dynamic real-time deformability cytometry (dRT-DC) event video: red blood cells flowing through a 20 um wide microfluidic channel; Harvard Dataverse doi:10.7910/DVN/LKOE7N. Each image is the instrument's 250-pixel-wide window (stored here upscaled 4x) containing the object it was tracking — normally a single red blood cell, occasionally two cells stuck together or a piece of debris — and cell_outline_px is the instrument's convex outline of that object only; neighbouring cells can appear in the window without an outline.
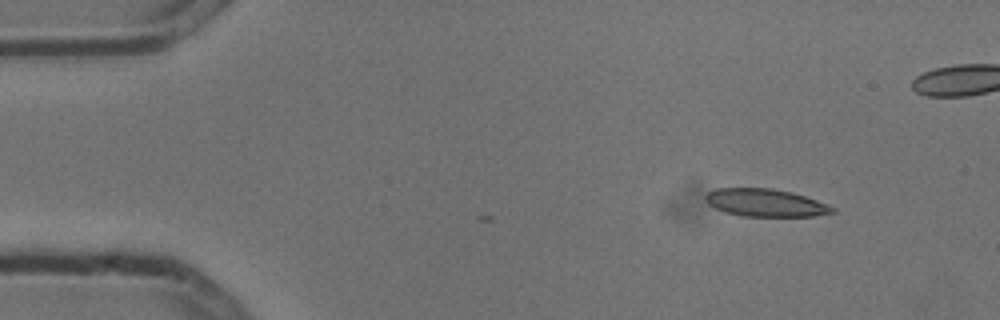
{"species": "common noctule bat (a hibernating species)", "species_latin": "Nyctalus noctula", "temperature_condition": "cold", "stored_images_in_passage": 5, "camera_frame_rate_fps": 3000, "um_per_image_px": 0.085, "animal": {"sex": "male", "body_mass_g": 13.3}, "frame": {"image": 1, "passage_image": 1, "time_ms": 0.0, "image_size_px": [1000, 320], "cell_outline_px": [[836, 212], [816, 216], [740, 216], [724, 212], [708, 204], [704, 196], [708, 192], [716, 188], [772, 188], [792, 192], [816, 200], [836, 208]], "centroid_in_image_um": [65.06, 17.23], "position_along_channel_um": 19.9, "area_um2": 20.52}}
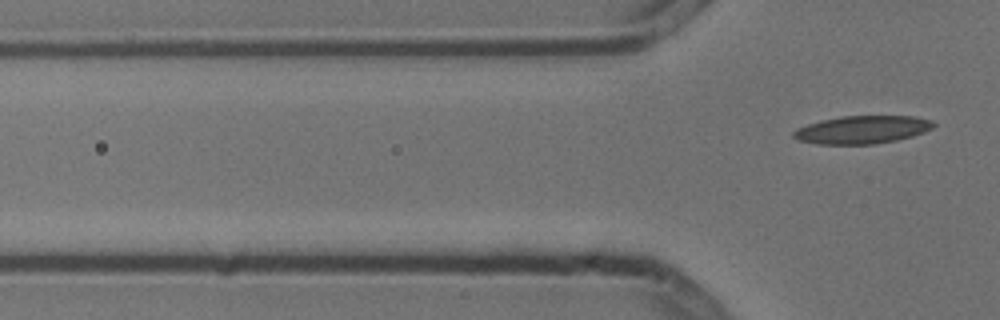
{"frame": {"image": 2, "passage_image": 5, "time_ms": 1.333, "image_size_px": [1000, 320], "cell_outline_px": [[936, 124], [932, 128], [924, 132], [912, 136], [896, 140], [872, 144], [816, 144], [796, 140], [792, 136], [792, 132], [796, 128], [820, 120], [840, 116], [916, 116], [932, 120]], "centroid_in_image_um": [73.26, 11.02], "position_along_channel_um": 52.5, "area_um2": 22.95}}